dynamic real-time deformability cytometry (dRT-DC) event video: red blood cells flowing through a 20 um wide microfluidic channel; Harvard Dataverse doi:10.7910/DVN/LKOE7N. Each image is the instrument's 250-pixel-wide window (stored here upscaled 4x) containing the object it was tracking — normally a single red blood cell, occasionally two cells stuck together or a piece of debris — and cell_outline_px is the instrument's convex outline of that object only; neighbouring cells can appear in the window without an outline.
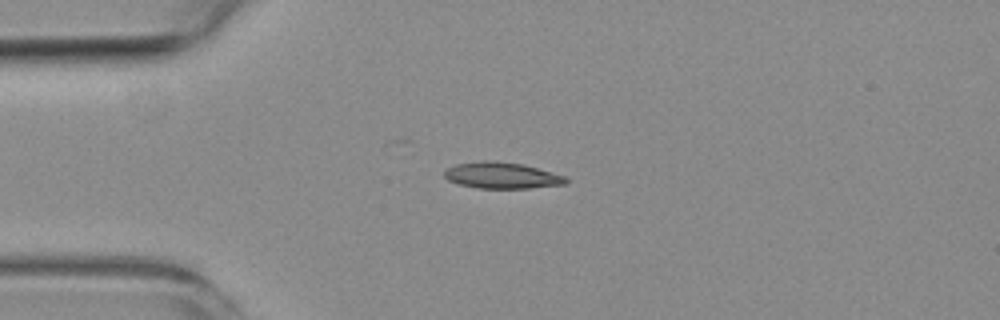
{"species": "common noctule bat (a hibernating species)", "species_latin": "Nyctalus noctula", "temperature_condition": "room temperature", "stored_images_in_passage": 8, "camera_frame_rate_fps": 3000, "um_per_image_px": 0.085, "animal": {"sex": "female", "body_mass_g": 19.3, "forearm_length_mm": 54.1}, "frame": {"image": 1, "passage_image": 3, "time_ms": 2.333, "image_size_px": [1000, 320], "cell_outline_px": [[568, 184], [528, 188], [476, 188], [460, 184], [448, 180], [444, 176], [444, 172], [448, 168], [456, 164], [480, 160], [492, 160], [524, 164], [568, 176]], "centroid_in_image_um": [42.7, 14.9], "position_along_channel_um": 42.3, "area_um2": 18.84}}
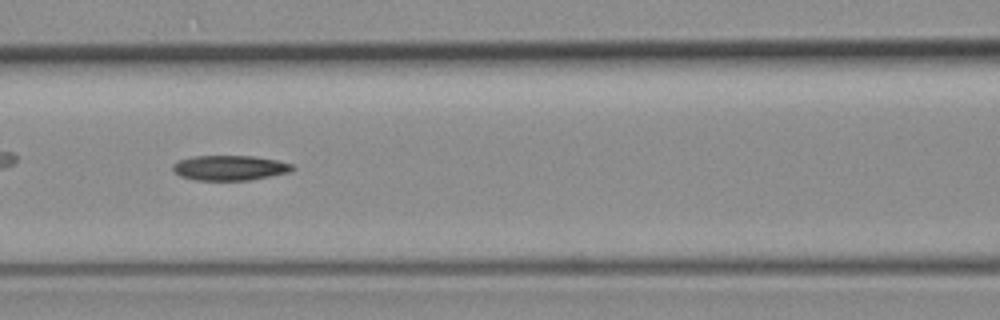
{"frame": {"image": 2, "passage_image": 6, "time_ms": 5.667, "image_size_px": [1000, 320], "cell_outline_px": [[296, 168], [288, 172], [248, 180], [196, 180], [180, 176], [172, 168], [172, 164], [176, 160], [192, 156], [252, 156], [276, 160], [292, 164]], "centroid_in_image_um": [19.48, 14.26], "position_along_channel_um": 147.1, "area_um2": 17.34}}
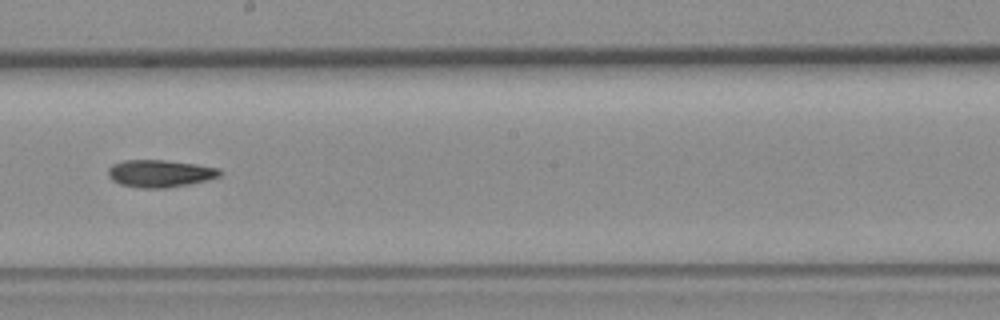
{"frame": {"image": 3, "passage_image": 8, "time_ms": 8.0, "image_size_px": [1000, 320], "cell_outline_px": [[224, 172], [220, 176], [208, 180], [188, 184], [164, 188], [140, 188], [120, 184], [112, 180], [108, 176], [108, 168], [112, 164], [124, 160], [164, 160], [196, 164], [220, 168]], "centroid_in_image_um": [13.61, 14.74], "position_along_channel_um": 234.6, "area_um2": 17.92}}